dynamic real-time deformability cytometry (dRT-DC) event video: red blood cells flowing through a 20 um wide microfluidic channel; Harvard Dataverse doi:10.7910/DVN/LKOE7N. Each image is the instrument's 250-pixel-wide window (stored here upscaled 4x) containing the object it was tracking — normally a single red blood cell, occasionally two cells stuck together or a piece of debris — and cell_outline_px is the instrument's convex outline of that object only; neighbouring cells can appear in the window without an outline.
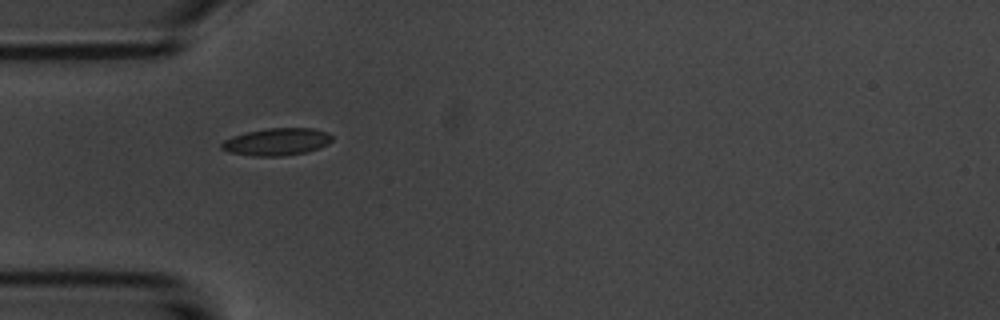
{"species": "common noctule bat (a hibernating species)", "species_latin": "Nyctalus noctula", "temperature_condition": "room temperature", "stored_images_in_passage": 2, "camera_frame_rate_fps": 3000, "um_per_image_px": 0.085, "animal": {"sex": "male", "body_mass_g": 20.1, "forearm_length_mm": 53.5}, "frame": {"image": 1, "passage_image": 1, "time_ms": 0.0, "image_size_px": [1000, 320], "cell_outline_px": [[332, 140], [328, 144], [308, 152], [284, 156], [252, 156], [228, 152], [220, 148], [220, 144], [224, 140], [232, 136], [248, 132], [268, 128], [312, 128], [328, 132], [332, 136]], "centroid_in_image_um": [23.52, 12.06], "position_along_channel_um": 61.5, "area_um2": 17.69}}
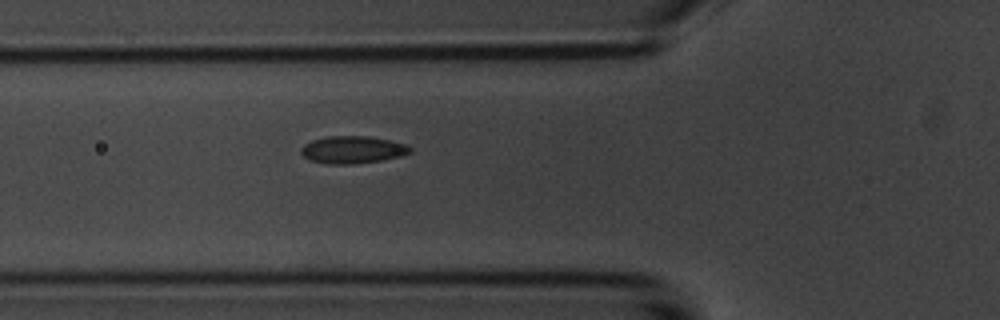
{"frame": {"image": 2, "passage_image": 2, "time_ms": 1.0, "image_size_px": [1000, 320], "cell_outline_px": [[412, 152], [400, 156], [380, 160], [352, 164], [328, 164], [308, 160], [300, 152], [300, 148], [304, 144], [312, 140], [328, 136], [368, 136], [392, 140], [404, 144], [412, 148]], "centroid_in_image_um": [29.95, 12.72], "position_along_channel_um": 95.9, "area_um2": 17.46}}